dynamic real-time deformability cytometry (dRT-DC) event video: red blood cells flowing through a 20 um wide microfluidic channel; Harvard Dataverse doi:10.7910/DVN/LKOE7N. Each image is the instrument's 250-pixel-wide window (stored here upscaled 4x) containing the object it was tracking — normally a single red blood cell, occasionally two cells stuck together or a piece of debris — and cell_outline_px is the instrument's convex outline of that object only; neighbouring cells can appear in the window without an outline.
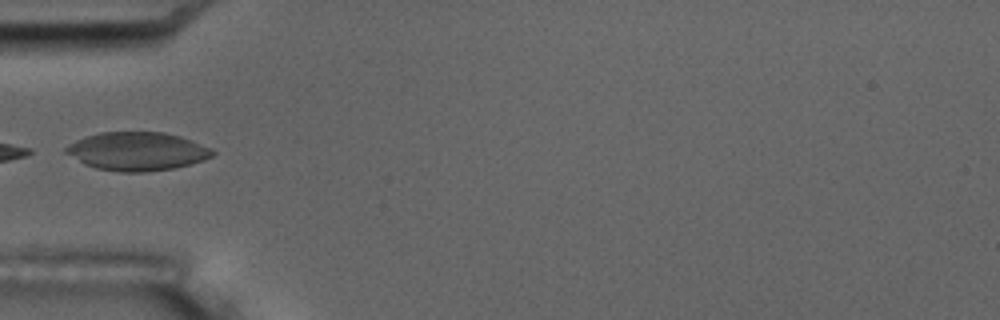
{"species": "common noctule bat (a hibernating species)", "species_latin": "Nyctalus noctula", "temperature_condition": "room temperature", "stored_images_in_passage": 6, "camera_frame_rate_fps": 3000, "um_per_image_px": 0.085, "animal": {"sex": "male", "body_mass_g": 17.5, "forearm_length_mm": 52.3}, "frame": {"image": 1, "passage_image": 6, "time_ms": 5.667, "image_size_px": [1000, 320], "cell_outline_px": [[216, 152], [212, 156], [204, 160], [176, 168], [144, 172], [120, 172], [96, 168], [84, 164], [64, 152], [64, 148], [68, 144], [76, 140], [100, 132], [164, 132], [180, 136], [212, 148]], "centroid_in_image_um": [11.67, 12.86], "position_along_channel_um": 73.3, "area_um2": 32.89}}